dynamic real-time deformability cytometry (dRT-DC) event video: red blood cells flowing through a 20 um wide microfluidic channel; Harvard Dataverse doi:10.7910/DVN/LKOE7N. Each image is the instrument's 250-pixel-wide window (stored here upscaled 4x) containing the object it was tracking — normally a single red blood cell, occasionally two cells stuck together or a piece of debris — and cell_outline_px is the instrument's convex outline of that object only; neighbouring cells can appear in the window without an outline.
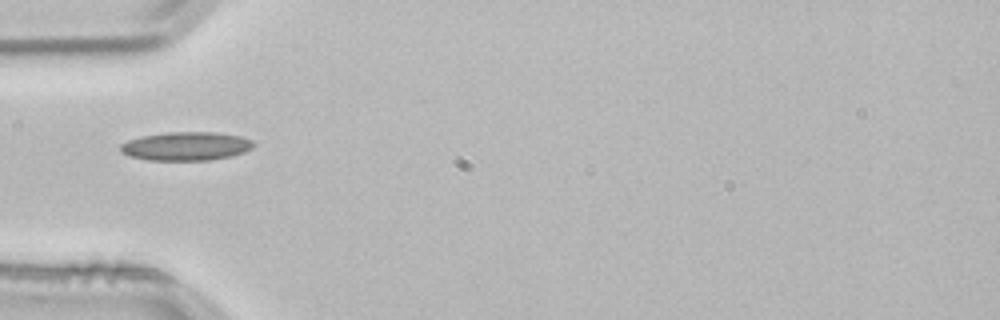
{"species": "common noctule bat (a hibernating species)", "species_latin": "Nyctalus noctula", "temperature_condition": "room temperature", "stored_images_in_passage": 1, "camera_frame_rate_fps": 3000, "um_per_image_px": 0.085, "animal": {"sex": "male", "body_mass_g": 21.5, "forearm_length_mm": 52.0}, "frame": {"image": 1, "passage_image": 1, "time_ms": 0.0, "image_size_px": [1000, 320], "cell_outline_px": [[256, 144], [252, 148], [244, 152], [232, 156], [208, 160], [148, 160], [128, 156], [120, 152], [120, 144], [128, 140], [140, 136], [168, 132], [216, 132], [240, 136], [252, 140]], "centroid_in_image_um": [15.8, 12.42], "position_along_channel_um": 69.2, "area_um2": 22.37}}